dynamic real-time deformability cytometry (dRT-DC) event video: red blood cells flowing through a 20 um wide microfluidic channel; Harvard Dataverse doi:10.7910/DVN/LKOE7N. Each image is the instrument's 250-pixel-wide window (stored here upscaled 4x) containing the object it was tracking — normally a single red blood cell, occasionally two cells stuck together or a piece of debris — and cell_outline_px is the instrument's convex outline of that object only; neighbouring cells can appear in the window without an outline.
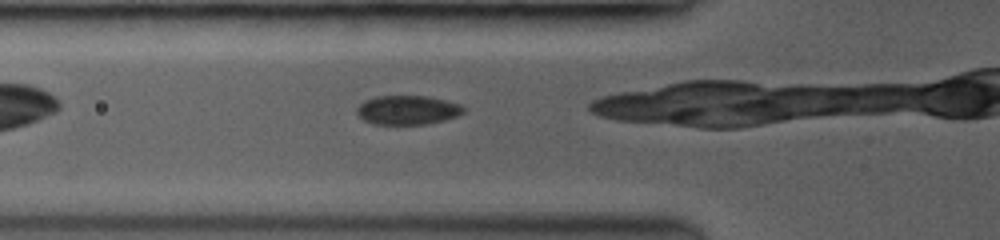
{"species": "common noctule bat (a hibernating species)", "species_latin": "Nyctalus noctula", "temperature_condition": "room temperature", "stored_images_in_passage": 6, "camera_frame_rate_fps": 3500, "um_per_image_px": 0.085, "animal": {"sex": "female", "body_mass_g": 19.0, "forearm_length_mm": 53.3}, "frame": {"image": 1, "passage_image": 2, "time_ms": 0.286, "image_size_px": [1000, 240], "cell_outline_px": [[464, 112], [456, 116], [444, 120], [424, 124], [372, 124], [364, 120], [356, 112], [356, 108], [360, 104], [368, 100], [380, 96], [424, 96], [444, 100], [460, 104], [464, 108]], "centroid_in_image_um": [34.64, 9.36], "position_along_channel_um": 91.2, "area_um2": 17.8}}